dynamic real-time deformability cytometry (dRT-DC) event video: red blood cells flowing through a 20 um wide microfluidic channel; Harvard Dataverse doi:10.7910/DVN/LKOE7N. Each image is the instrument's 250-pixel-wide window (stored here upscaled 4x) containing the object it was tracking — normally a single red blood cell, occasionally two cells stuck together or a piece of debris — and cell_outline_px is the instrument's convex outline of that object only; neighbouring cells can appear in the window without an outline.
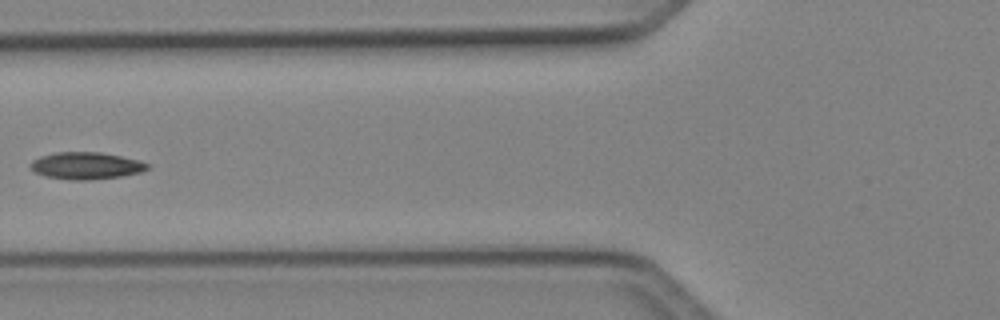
{"species": "Egyptian fruit bat (a non-hibernating species)", "species_latin": "Rousettus aegyptiacus", "temperature_condition": "cold", "stored_images_in_passage": 6, "camera_frame_rate_fps": 3000, "um_per_image_px": 0.085, "animal": {"sex": "female"}, "frame": {"image": 1, "passage_image": 5, "time_ms": 1.333, "image_size_px": [1000, 320], "cell_outline_px": [[148, 168], [140, 172], [120, 176], [88, 180], [72, 180], [44, 176], [36, 172], [28, 164], [32, 160], [40, 156], [56, 152], [100, 152], [140, 160], [148, 164]], "centroid_in_image_um": [7.28, 14.08], "position_along_channel_um": 118.5, "area_um2": 18.32}}
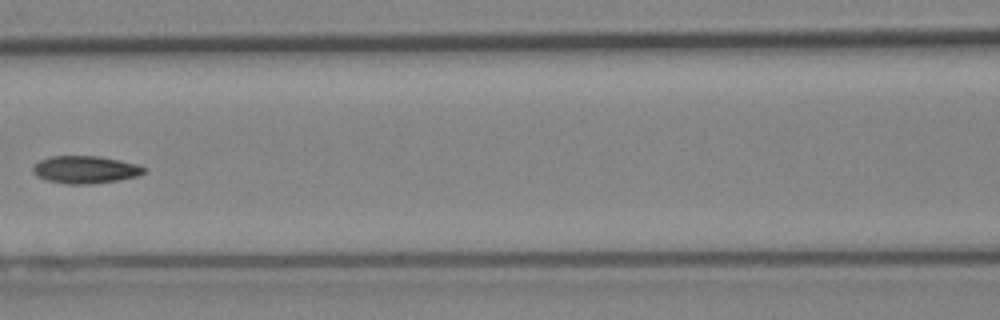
{"frame": {"image": 2, "passage_image": 6, "time_ms": 1.667, "image_size_px": [1000, 320], "cell_outline_px": [[148, 168], [140, 176], [92, 184], [64, 184], [48, 180], [36, 176], [32, 172], [32, 168], [40, 160], [52, 156], [100, 156], [120, 160], [136, 164]], "centroid_in_image_um": [7.27, 14.42], "position_along_channel_um": 159.3, "area_um2": 17.86}}